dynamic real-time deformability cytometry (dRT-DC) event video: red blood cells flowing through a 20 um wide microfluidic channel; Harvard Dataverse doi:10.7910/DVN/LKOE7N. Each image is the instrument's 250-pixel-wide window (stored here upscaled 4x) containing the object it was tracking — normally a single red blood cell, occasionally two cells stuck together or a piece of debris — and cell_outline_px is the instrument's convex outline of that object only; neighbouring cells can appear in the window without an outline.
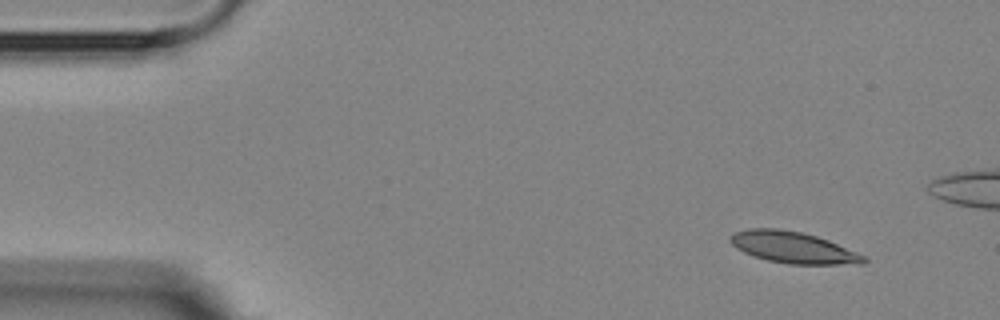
{"species": "Egyptian fruit bat (a non-hibernating species)", "species_latin": "Rousettus aegyptiacus", "temperature_condition": "room temperature", "stored_images_in_passage": 4, "camera_frame_rate_fps": 3000, "um_per_image_px": 0.085, "animal": {"sex": "female"}, "frame": {"image": 1, "passage_image": 1, "time_ms": 0.0, "image_size_px": [1000, 320], "cell_outline_px": [[868, 260], [864, 264], [788, 264], [768, 260], [744, 252], [736, 248], [728, 240], [728, 236], [732, 232], [748, 228], [780, 228], [804, 232], [828, 240], [856, 252], [864, 256]], "centroid_in_image_um": [67.37, 21.01], "position_along_channel_um": 17.6, "area_um2": 24.57}}